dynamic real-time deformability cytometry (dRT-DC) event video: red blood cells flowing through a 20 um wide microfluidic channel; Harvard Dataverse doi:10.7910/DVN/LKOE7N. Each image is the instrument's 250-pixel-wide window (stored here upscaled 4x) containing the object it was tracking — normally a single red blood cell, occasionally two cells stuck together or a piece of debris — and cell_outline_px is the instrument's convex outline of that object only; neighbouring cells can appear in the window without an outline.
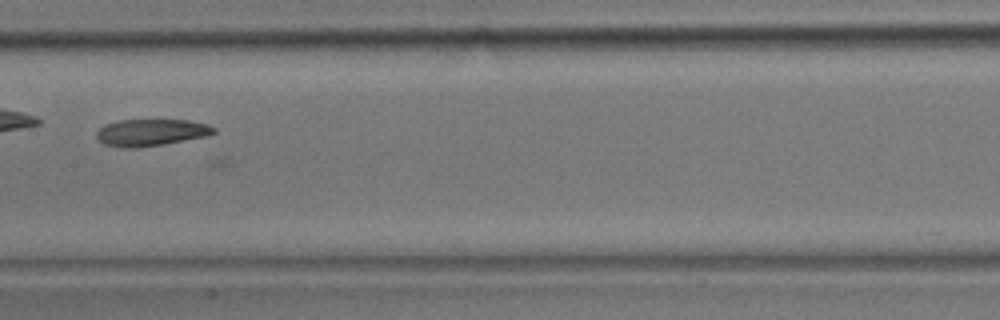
{"species": "common noctule bat (a hibernating species)", "species_latin": "Nyctalus noctula", "temperature_condition": "room temperature", "stored_images_in_passage": 24, "camera_frame_rate_fps": 3000, "um_per_image_px": 0.085, "animal": {"sex": "male", "body_mass_g": 17.9}, "frame": {"image": 1, "passage_image": 8, "time_ms": 2.333, "image_size_px": [1000, 320], "cell_outline_px": [[216, 132], [208, 136], [140, 148], [120, 148], [104, 144], [96, 136], [96, 132], [104, 124], [120, 120], [188, 120], [208, 124], [216, 128]], "centroid_in_image_um": [12.84, 11.26], "position_along_channel_um": 194.6, "area_um2": 18.5}}